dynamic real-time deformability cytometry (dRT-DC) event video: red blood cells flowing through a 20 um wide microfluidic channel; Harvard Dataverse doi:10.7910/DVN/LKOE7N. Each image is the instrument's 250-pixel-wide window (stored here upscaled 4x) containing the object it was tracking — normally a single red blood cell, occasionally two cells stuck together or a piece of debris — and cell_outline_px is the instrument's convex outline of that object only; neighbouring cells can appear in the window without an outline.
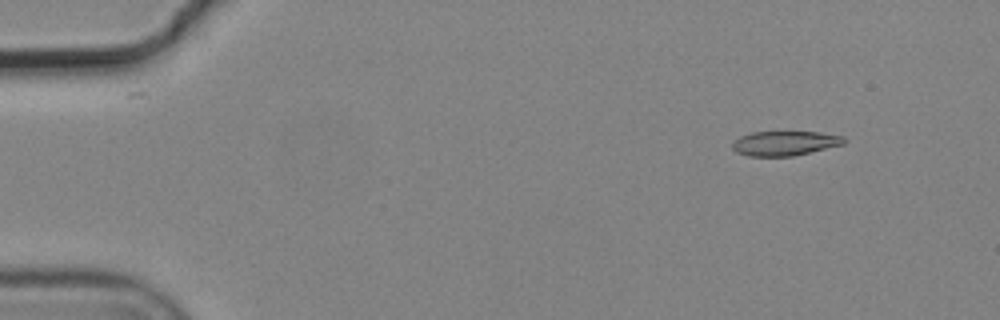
{"species": "common noctule bat (a hibernating species)", "species_latin": "Nyctalus noctula", "temperature_condition": "cold", "stored_images_in_passage": 5, "camera_frame_rate_fps": 3000, "um_per_image_px": 0.085, "animal": {"sex": "male", "body_mass_g": 19.2, "forearm_length_mm": 51.8}, "frame": {"image": 1, "passage_image": 2, "time_ms": 0.333, "image_size_px": [1000, 320], "cell_outline_px": [[848, 140], [844, 144], [792, 156], [748, 156], [736, 152], [732, 148], [732, 140], [740, 136], [752, 132], [820, 132], [844, 136]], "centroid_in_image_um": [66.7, 12.17], "position_along_channel_um": 18.3, "area_um2": 16.07}}
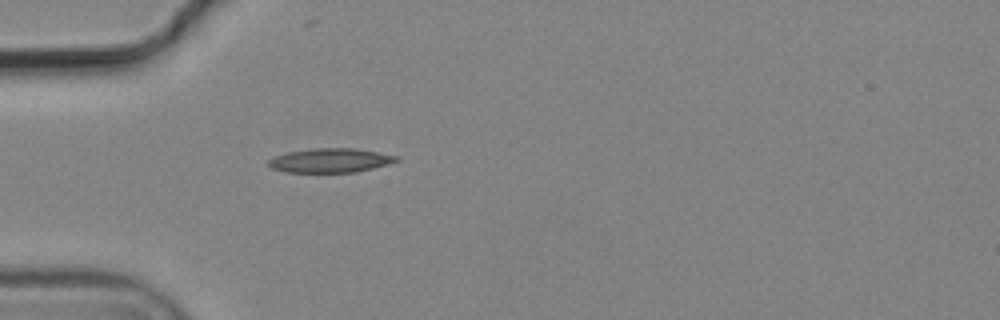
{"frame": {"image": 2, "passage_image": 5, "time_ms": 1.333, "image_size_px": [1000, 320], "cell_outline_px": [[400, 160], [388, 164], [356, 172], [284, 172], [272, 168], [268, 164], [268, 160], [276, 156], [288, 152], [312, 148], [352, 148], [400, 156]], "centroid_in_image_um": [28.09, 13.63], "position_along_channel_um": 56.9, "area_um2": 17.92}}